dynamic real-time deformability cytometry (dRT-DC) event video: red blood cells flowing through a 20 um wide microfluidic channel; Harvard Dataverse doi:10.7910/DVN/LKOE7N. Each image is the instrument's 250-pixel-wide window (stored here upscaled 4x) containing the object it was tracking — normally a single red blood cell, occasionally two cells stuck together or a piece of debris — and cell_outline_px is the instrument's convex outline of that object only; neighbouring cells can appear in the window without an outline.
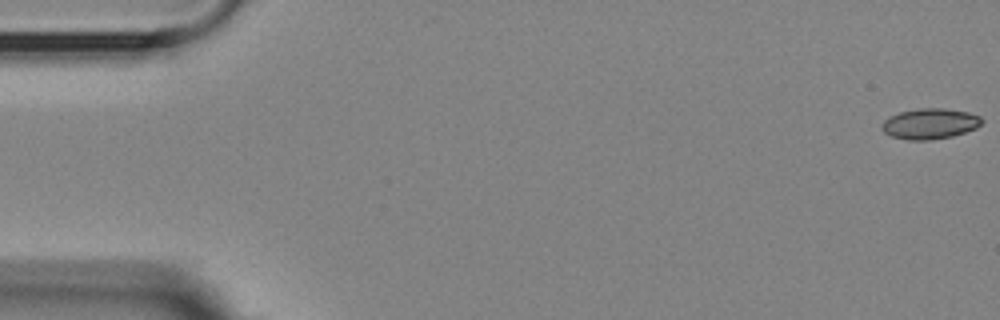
{"species": "Egyptian fruit bat (a non-hibernating species)", "species_latin": "Rousettus aegyptiacus", "temperature_condition": "room temperature", "stored_images_in_passage": 4, "camera_frame_rate_fps": 3000, "um_per_image_px": 0.085, "animal": {"sex": "female"}, "frame": {"image": 1, "passage_image": 1, "time_ms": 0.0, "image_size_px": [1000, 320], "cell_outline_px": [[984, 120], [976, 128], [952, 136], [932, 140], [908, 140], [892, 136], [884, 132], [880, 128], [880, 124], [888, 116], [900, 112], [920, 108], [944, 108], [968, 112], [980, 116]], "centroid_in_image_um": [79.02, 10.51], "position_along_channel_um": 6.0, "area_um2": 17.92}}
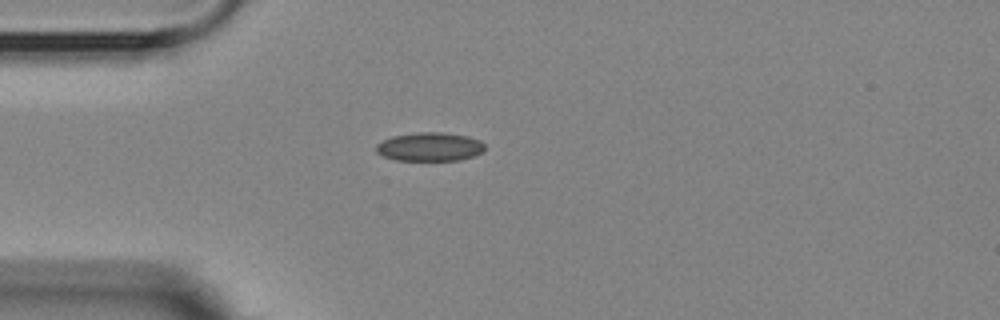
{"frame": {"image": 2, "passage_image": 4, "time_ms": 4.667, "image_size_px": [1000, 320], "cell_outline_px": [[484, 152], [476, 156], [460, 160], [396, 160], [384, 156], [376, 152], [376, 144], [380, 140], [392, 136], [420, 132], [440, 132], [468, 136], [480, 140], [484, 144]], "centroid_in_image_um": [36.54, 12.48], "position_along_channel_um": 48.5, "area_um2": 18.32}}